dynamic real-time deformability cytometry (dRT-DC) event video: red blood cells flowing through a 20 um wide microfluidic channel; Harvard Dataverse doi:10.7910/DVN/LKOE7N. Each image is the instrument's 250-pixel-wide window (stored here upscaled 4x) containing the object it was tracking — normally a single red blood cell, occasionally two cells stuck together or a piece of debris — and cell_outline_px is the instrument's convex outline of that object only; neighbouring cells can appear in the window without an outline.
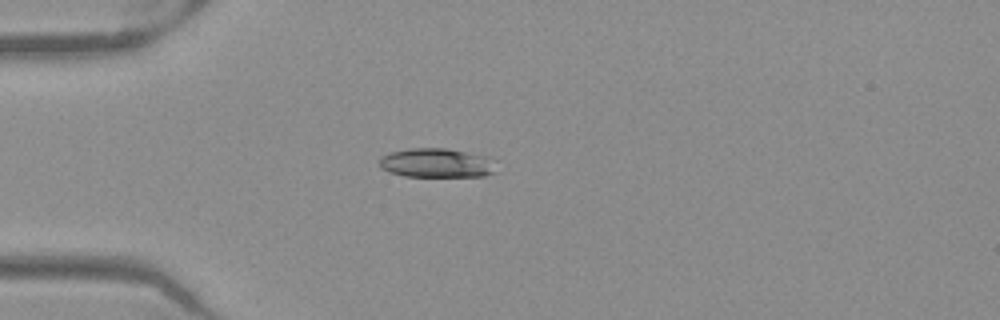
{"species": "Egyptian fruit bat (a non-hibernating species)", "species_latin": "Rousettus aegyptiacus", "temperature_condition": "warm", "stored_images_in_passage": 38, "camera_frame_rate_fps": 3000, "um_per_image_px": 0.085, "frame": {"image": 1, "passage_image": 1, "time_ms": 0.0, "image_size_px": [1000, 320], "cell_outline_px": [[496, 172], [484, 176], [404, 176], [388, 172], [380, 168], [380, 156], [388, 152], [408, 148], [444, 148], [484, 156], [496, 160]], "centroid_in_image_um": [37.09, 13.85], "position_along_channel_um": 47.9, "area_um2": 20.06}}
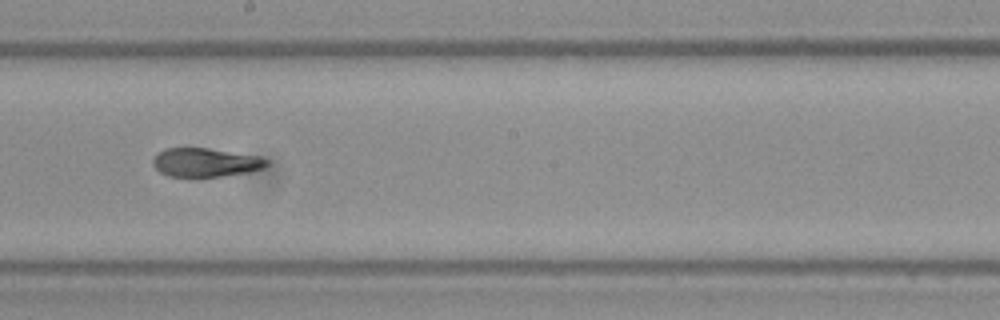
{"frame": {"image": 2, "passage_image": 16, "time_ms": 5.0, "image_size_px": [1000, 320], "cell_outline_px": [[268, 164], [264, 168], [248, 172], [220, 176], [168, 176], [160, 172], [152, 164], [152, 160], [164, 148], [208, 148], [256, 156], [268, 160]], "centroid_in_image_um": [17.45, 13.8], "position_along_channel_um": 230.8, "area_um2": 18.73}}
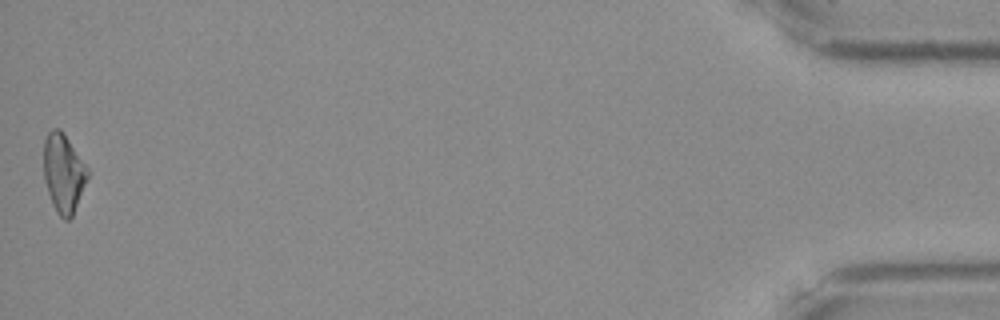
{"frame": {"image": 3, "passage_image": 38, "time_ms": 12.333, "image_size_px": [1000, 320], "cell_outline_px": [[88, 176], [72, 216], [68, 220], [64, 220], [56, 212], [52, 204], [44, 180], [44, 140], [48, 132], [52, 128], [60, 128], [88, 168]], "centroid_in_image_um": [5.38, 14.71], "position_along_channel_um": 429.8, "area_um2": 19.88}, "authors_computed_cell_mechanics": {"area_um2": 19.652, "velocity_mm_per_s": 3.9796, "shape_relaxation_time_tau1_ms": null, "shape_relaxation_time_tau2_ms": 2.4938, "deformation_change_tau1": null, "deformation_change_tau2": 0.0772}}